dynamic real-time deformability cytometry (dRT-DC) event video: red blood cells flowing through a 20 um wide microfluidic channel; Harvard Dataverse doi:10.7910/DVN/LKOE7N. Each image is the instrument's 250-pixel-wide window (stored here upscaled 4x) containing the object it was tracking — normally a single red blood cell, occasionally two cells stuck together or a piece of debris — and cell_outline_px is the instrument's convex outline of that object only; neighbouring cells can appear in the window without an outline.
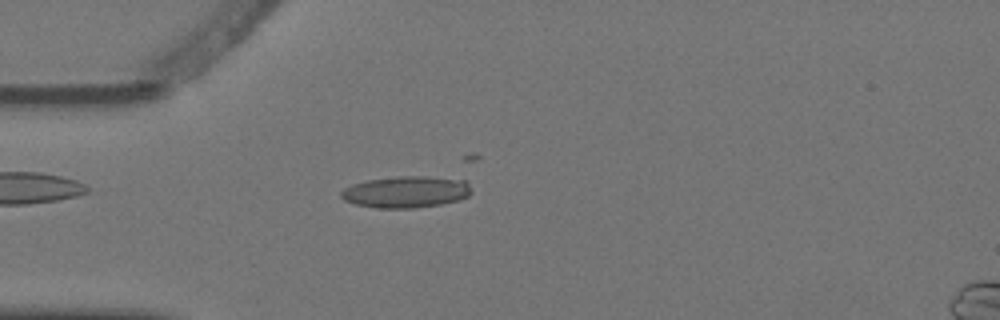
{"species": "Egyptian fruit bat (a non-hibernating species)", "species_latin": "Rousettus aegyptiacus", "temperature_condition": "warm", "stored_images_in_passage": 1, "camera_frame_rate_fps": 3000, "um_per_image_px": 0.085, "animal": {"sex": "female"}, "frame": {"image": 1, "passage_image": 1, "time_ms": 0.0, "image_size_px": [1000, 320], "cell_outline_px": [[472, 192], [468, 196], [456, 200], [440, 204], [412, 208], [376, 208], [356, 204], [344, 200], [340, 196], [340, 192], [344, 188], [352, 184], [368, 180], [396, 176], [424, 176], [468, 180]], "centroid_in_image_um": [34.51, 16.3], "position_along_channel_um": 50.5, "area_um2": 24.04}}